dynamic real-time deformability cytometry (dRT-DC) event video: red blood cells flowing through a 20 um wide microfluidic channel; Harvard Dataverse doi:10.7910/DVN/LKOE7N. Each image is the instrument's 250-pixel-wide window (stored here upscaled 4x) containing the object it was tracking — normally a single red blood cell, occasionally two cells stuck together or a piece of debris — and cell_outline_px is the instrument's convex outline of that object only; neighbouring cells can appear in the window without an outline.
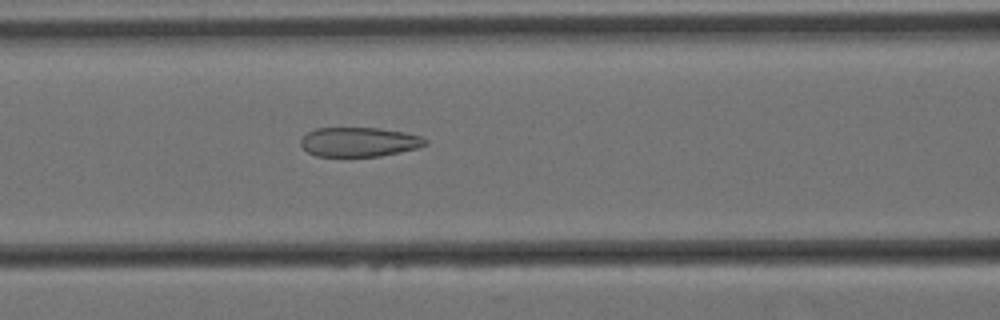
{"species": "Egyptian fruit bat (a non-hibernating species)", "species_latin": "Rousettus aegyptiacus", "temperature_condition": "cold", "stored_images_in_passage": 58, "camera_frame_rate_fps": 3000, "um_per_image_px": 0.085, "animal": {"sex": "female"}, "frame": {"image": 1, "passage_image": 23, "time_ms": 7.333, "image_size_px": [1000, 320], "cell_outline_px": [[428, 144], [420, 148], [380, 156], [316, 156], [308, 152], [300, 144], [300, 140], [308, 132], [316, 128], [380, 128], [404, 132], [420, 136], [428, 140]], "centroid_in_image_um": [30.56, 12.07], "position_along_channel_um": 136.0, "area_um2": 21.39}}
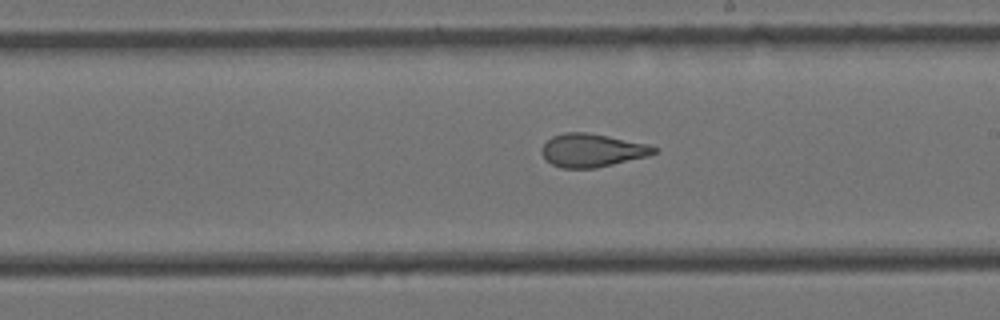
{"frame": {"image": 2, "passage_image": 32, "time_ms": 10.333, "image_size_px": [1000, 320], "cell_outline_px": [[660, 148], [656, 152], [648, 156], [596, 168], [560, 168], [552, 164], [540, 152], [540, 148], [552, 136], [564, 132], [588, 132], [648, 144]], "centroid_in_image_um": [50.33, 12.77], "position_along_channel_um": 238.7, "area_um2": 21.79}}
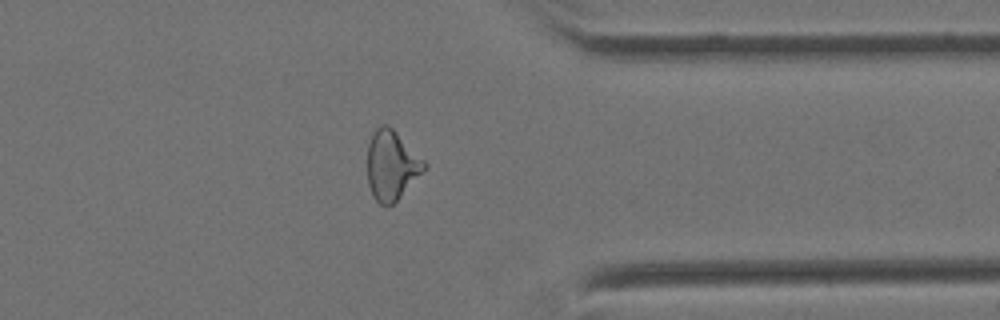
{"frame": {"image": 3, "passage_image": 45, "time_ms": 14.667, "image_size_px": [1000, 320], "cell_outline_px": [[428, 164], [400, 196], [392, 204], [380, 204], [372, 196], [368, 184], [368, 144], [372, 132], [380, 124], [388, 124]], "centroid_in_image_um": [33.24, 14.01], "position_along_channel_um": 378.2, "area_um2": 22.54}, "authors_computed_cell_mechanics": {"area_um2": 23.9581, "velocity_mm_per_s": 3.4317, "shape_relaxation_time_tau1_ms": null, "shape_relaxation_time_tau2_ms": 1.7944, "deformation_change_tau1": null, "deformation_change_tau2": 0.0979}}